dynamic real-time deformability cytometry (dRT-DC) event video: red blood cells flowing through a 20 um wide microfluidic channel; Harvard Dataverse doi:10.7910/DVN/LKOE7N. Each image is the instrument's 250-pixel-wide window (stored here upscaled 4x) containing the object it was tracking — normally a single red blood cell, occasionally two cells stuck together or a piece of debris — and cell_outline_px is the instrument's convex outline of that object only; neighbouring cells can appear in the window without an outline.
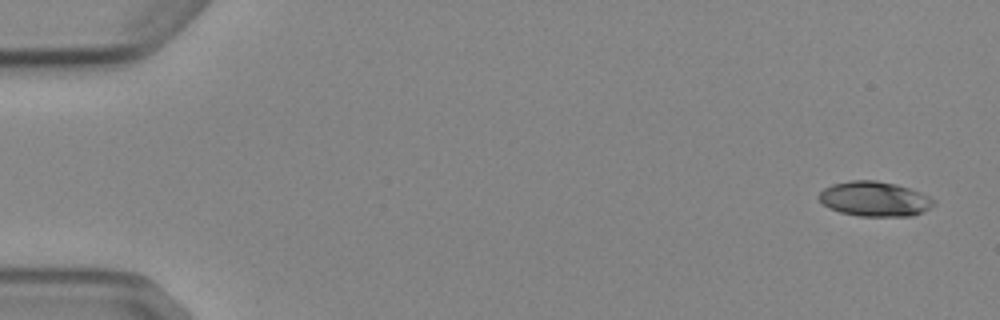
{"species": "Egyptian fruit bat (a non-hibernating species)", "species_latin": "Rousettus aegyptiacus", "temperature_condition": "cold", "stored_images_in_passage": 5, "camera_frame_rate_fps": 3000, "um_per_image_px": 0.085, "animal": {"sex": "female"}, "frame": {"image": 1, "passage_image": 1, "time_ms": 0.0, "image_size_px": [1000, 320], "cell_outline_px": [[936, 204], [924, 212], [912, 216], [860, 216], [840, 212], [828, 208], [816, 196], [824, 188], [832, 184], [852, 180], [876, 180], [896, 184], [920, 192], [936, 200]], "centroid_in_image_um": [74.35, 16.91], "position_along_channel_um": 10.6, "area_um2": 23.47}}
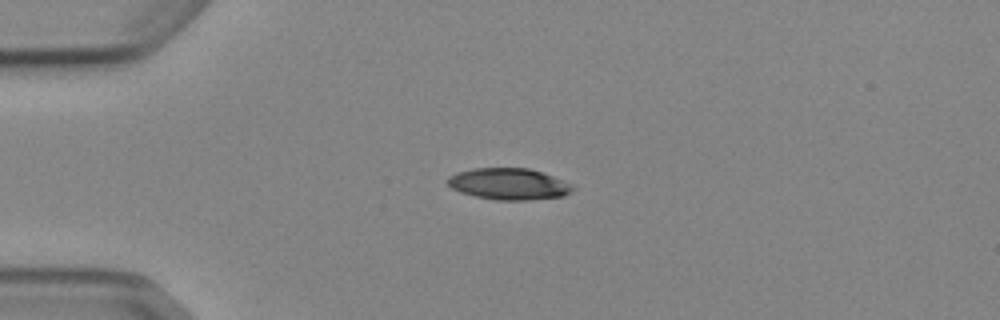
{"frame": {"image": 2, "passage_image": 4, "time_ms": 3.667, "image_size_px": [1000, 320], "cell_outline_px": [[576, 188], [564, 196], [528, 200], [496, 200], [476, 196], [460, 192], [452, 188], [444, 180], [448, 176], [456, 172], [472, 168], [528, 168], [552, 176], [572, 184]], "centroid_in_image_um": [43.22, 15.63], "position_along_channel_um": 41.8, "area_um2": 23.0}}